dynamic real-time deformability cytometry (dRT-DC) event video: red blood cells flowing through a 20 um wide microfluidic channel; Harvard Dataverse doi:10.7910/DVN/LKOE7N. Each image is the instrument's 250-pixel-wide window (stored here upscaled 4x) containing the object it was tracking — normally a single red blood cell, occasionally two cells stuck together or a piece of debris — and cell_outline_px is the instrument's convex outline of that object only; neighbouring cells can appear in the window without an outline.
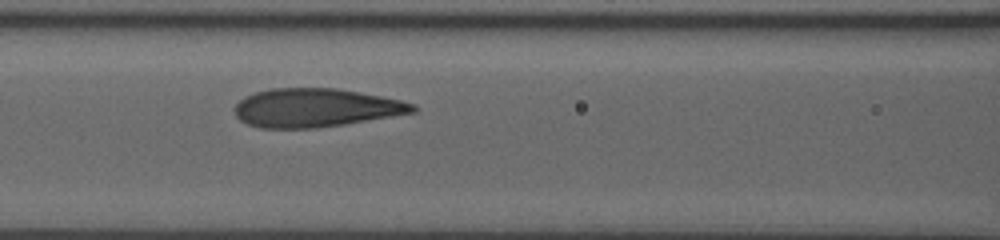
{"species": "human", "species_latin": "Homo sapiens", "temperature_condition": "room temperature", "stored_images_in_passage": 10, "camera_frame_rate_fps": 3000, "um_per_image_px": 0.085, "donor": {"sex": "male"}, "frame": {"image": 1, "passage_image": 9, "time_ms": 4.667, "image_size_px": [1000, 240], "cell_outline_px": [[416, 112], [344, 124], [316, 128], [260, 128], [248, 124], [240, 120], [236, 116], [236, 104], [244, 96], [268, 88], [336, 88], [360, 92], [400, 100], [416, 104]], "centroid_in_image_um": [26.82, 9.16], "position_along_channel_um": 139.8, "area_um2": 39.94}}
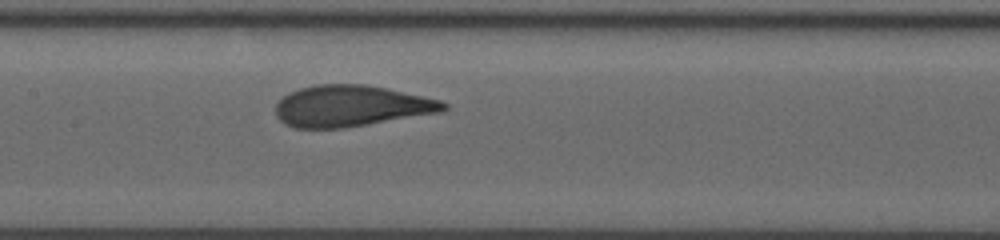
{"frame": {"image": 2, "passage_image": 10, "time_ms": 5.667, "image_size_px": [1000, 240], "cell_outline_px": [[448, 108], [444, 112], [344, 128], [296, 128], [284, 124], [276, 116], [276, 104], [284, 96], [300, 88], [312, 84], [368, 84], [440, 100], [448, 104]], "centroid_in_image_um": [29.86, 9.01], "position_along_channel_um": 177.5, "area_um2": 40.52}}